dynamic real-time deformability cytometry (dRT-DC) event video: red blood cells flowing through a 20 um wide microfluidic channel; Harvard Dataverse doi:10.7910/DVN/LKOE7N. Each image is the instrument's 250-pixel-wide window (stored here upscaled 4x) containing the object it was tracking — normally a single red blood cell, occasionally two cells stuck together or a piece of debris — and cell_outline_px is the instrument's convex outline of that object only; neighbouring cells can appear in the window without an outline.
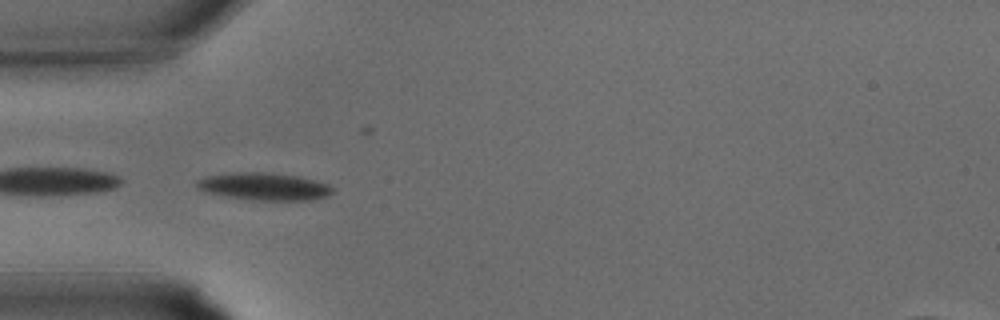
{"species": "common noctule bat (a hibernating species)", "species_latin": "Nyctalus noctula", "temperature_condition": "warm", "stored_images_in_passage": 33, "camera_frame_rate_fps": 3000, "um_per_image_px": 0.085, "animal": {"sex": "male", "body_mass_g": 15.6}, "frame": {"image": 1, "passage_image": 9, "time_ms": 2.667, "image_size_px": [1000, 320], "cell_outline_px": [[332, 192], [328, 196], [308, 200], [260, 200], [228, 196], [204, 192], [196, 184], [196, 180], [204, 176], [232, 172], [264, 172], [296, 176], [328, 184], [332, 188]], "centroid_in_image_um": [22.41, 15.84], "position_along_channel_um": 62.6, "area_um2": 21.39}}
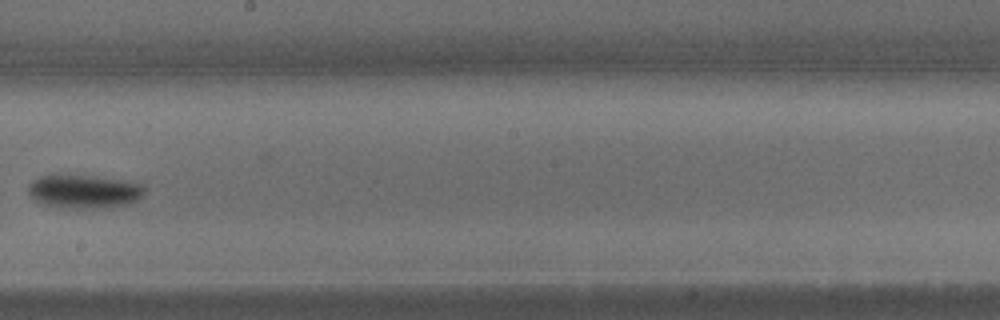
{"frame": {"image": 2, "passage_image": 18, "time_ms": 5.667, "image_size_px": [1000, 320], "cell_outline_px": [[144, 192], [132, 204], [108, 208], [60, 208], [40, 204], [28, 192], [28, 184], [32, 180], [40, 176], [92, 176], [124, 180], [144, 184]], "centroid_in_image_um": [7.16, 16.3], "position_along_channel_um": 241.0, "area_um2": 22.83}}
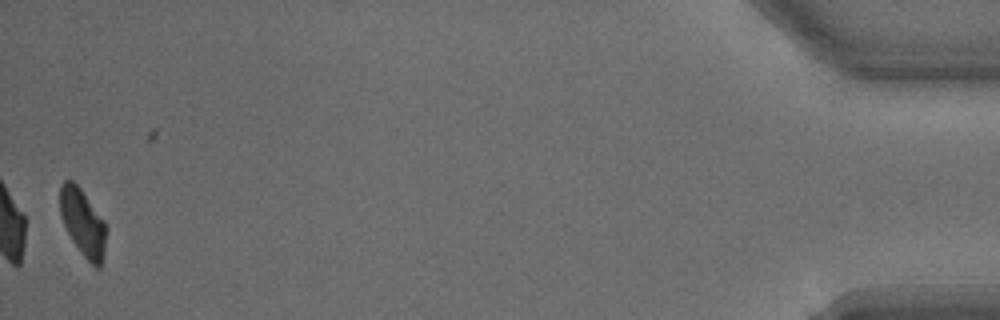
{"frame": {"image": 3, "passage_image": 32, "time_ms": 10.333, "image_size_px": [1000, 320], "cell_outline_px": [[108, 228], [104, 252], [100, 268], [96, 268], [80, 252], [72, 240], [60, 216], [60, 184], [64, 180], [72, 180], [80, 188], [104, 220]], "centroid_in_image_um": [7.06, 18.92], "position_along_channel_um": 428.1, "area_um2": 18.09}}